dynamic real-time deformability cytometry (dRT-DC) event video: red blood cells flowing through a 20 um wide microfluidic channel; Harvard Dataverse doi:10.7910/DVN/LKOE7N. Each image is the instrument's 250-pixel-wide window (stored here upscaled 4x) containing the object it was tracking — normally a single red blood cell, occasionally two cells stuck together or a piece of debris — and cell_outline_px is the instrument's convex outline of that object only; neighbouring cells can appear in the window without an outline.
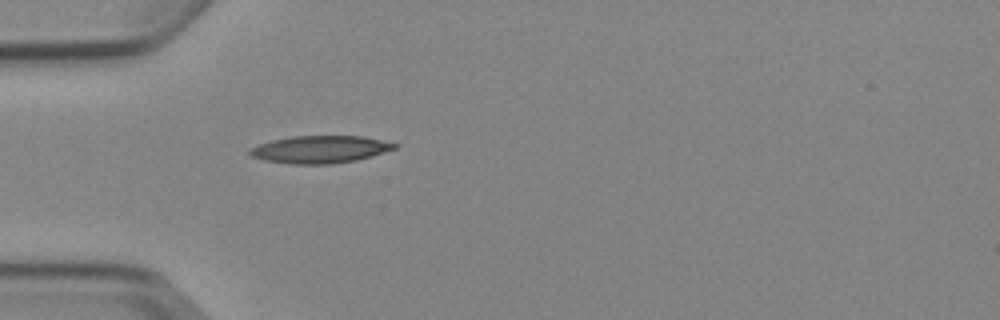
{"species": "Egyptian fruit bat (a non-hibernating species)", "species_latin": "Rousettus aegyptiacus", "temperature_condition": "cold", "stored_images_in_passage": 4, "camera_frame_rate_fps": 3000, "um_per_image_px": 0.085, "animal": {"sex": "female"}, "frame": {"image": 1, "passage_image": 4, "time_ms": 4.333, "image_size_px": [1000, 320], "cell_outline_px": [[400, 144], [396, 148], [372, 156], [356, 160], [332, 164], [288, 164], [264, 160], [252, 156], [248, 152], [248, 148], [272, 140], [292, 136], [364, 136]], "centroid_in_image_um": [27.21, 12.7], "position_along_channel_um": 57.8, "area_um2": 23.24}}